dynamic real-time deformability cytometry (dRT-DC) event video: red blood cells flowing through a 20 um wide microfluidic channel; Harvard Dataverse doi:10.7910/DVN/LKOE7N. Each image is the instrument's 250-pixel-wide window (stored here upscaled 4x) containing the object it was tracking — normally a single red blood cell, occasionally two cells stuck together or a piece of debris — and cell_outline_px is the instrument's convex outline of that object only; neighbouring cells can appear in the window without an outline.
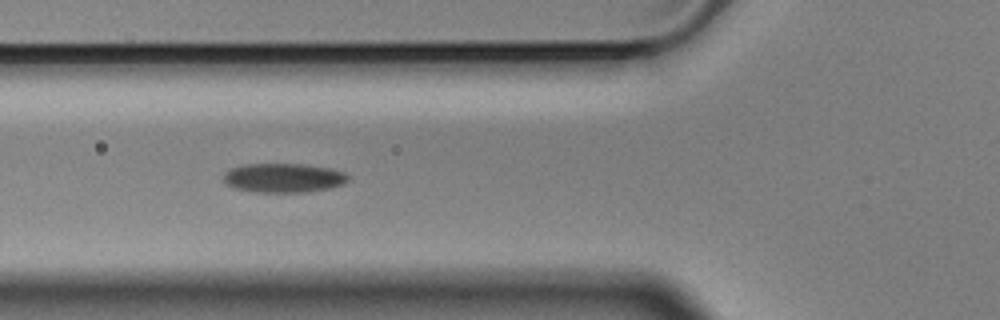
{"species": "Egyptian fruit bat (a non-hibernating species)", "species_latin": "Rousettus aegyptiacus", "temperature_condition": "cold", "stored_images_in_passage": 18, "camera_frame_rate_fps": 3000, "um_per_image_px": 0.085, "animal": {"sex": "male"}, "frame": {"image": 1, "passage_image": 8, "time_ms": 2.333, "image_size_px": [1000, 320], "cell_outline_px": [[348, 180], [344, 184], [328, 188], [304, 192], [256, 192], [236, 188], [228, 184], [224, 180], [224, 172], [232, 168], [244, 164], [304, 164], [332, 168], [344, 172], [348, 176]], "centroid_in_image_um": [24.12, 15.11], "position_along_channel_um": 101.7, "area_um2": 21.1}}